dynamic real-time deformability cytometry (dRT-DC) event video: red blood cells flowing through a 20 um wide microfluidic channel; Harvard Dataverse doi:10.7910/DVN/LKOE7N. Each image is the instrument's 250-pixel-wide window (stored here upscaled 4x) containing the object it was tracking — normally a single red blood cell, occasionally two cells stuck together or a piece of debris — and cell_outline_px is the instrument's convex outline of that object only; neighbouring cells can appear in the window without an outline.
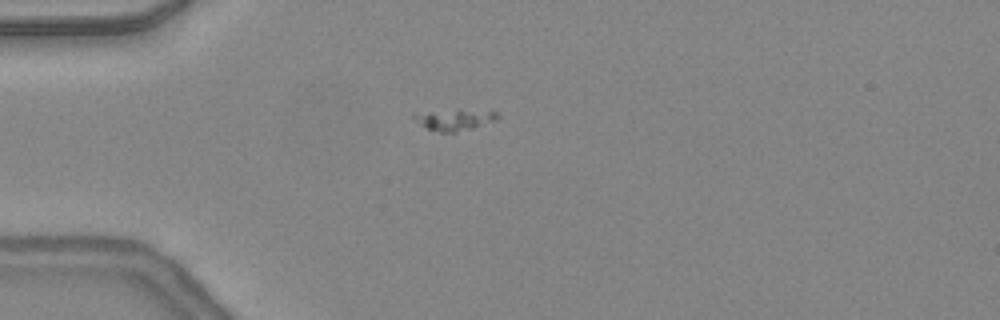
{"species": "common noctule bat (a hibernating species)", "species_latin": "Nyctalus noctula", "temperature_condition": "warm", "stored_images_in_passage": 48, "camera_frame_rate_fps": 3000, "um_per_image_px": 0.085, "animal": {"sex": "female", "body_mass_g": 24.6, "forearm_length_mm": 56.2}, "frame": {"image": 1, "passage_image": 14, "time_ms": 4.333, "image_size_px": [1000, 320], "cell_outline_px": [[500, 116], [496, 120], [472, 128], [456, 132], [440, 132], [428, 128], [416, 120], [412, 116], [412, 112], [460, 108], [496, 112]], "centroid_in_image_um": [38.61, 10.12], "position_along_channel_um": 46.4, "area_um2": 10.58}}